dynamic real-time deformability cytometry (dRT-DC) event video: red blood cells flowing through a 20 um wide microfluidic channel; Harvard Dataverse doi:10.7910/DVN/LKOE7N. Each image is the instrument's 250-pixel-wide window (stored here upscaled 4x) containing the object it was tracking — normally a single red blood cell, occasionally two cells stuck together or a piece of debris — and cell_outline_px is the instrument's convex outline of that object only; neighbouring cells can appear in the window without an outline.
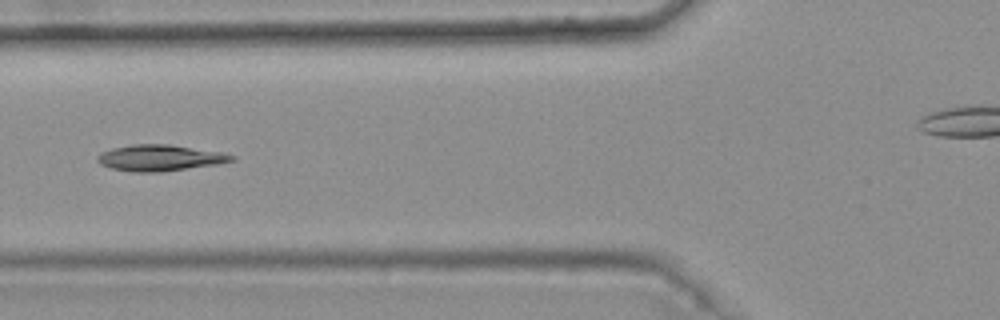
{"species": "common noctule bat (a hibernating species)", "species_latin": "Nyctalus noctula", "temperature_condition": "warm", "stored_images_in_passage": 7, "segment_of_instrument_passage": [1, 2], "camera_frame_rate_fps": 3000, "um_per_image_px": 0.085, "animal": {"sex": "female", "body_mass_g": 25.1}, "frame": {"image": 1, "passage_image": 6, "time_ms": 1.667, "image_size_px": [1000, 320], "cell_outline_px": [[236, 160], [216, 164], [160, 172], [132, 172], [112, 168], [100, 164], [96, 160], [96, 156], [100, 152], [112, 148], [132, 144], [168, 144], [224, 152], [236, 156]], "centroid_in_image_um": [13.58, 13.41], "position_along_channel_um": 112.2, "area_um2": 20.58}}